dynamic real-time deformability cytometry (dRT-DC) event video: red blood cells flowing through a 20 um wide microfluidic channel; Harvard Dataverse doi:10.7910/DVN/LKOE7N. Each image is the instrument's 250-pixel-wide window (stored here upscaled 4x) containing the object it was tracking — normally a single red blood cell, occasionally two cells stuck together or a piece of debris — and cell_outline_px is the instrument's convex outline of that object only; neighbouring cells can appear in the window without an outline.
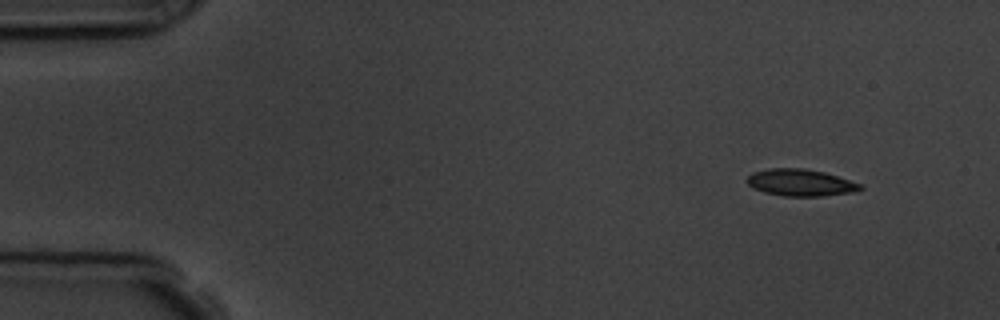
{"species": "common noctule bat (a hibernating species)", "species_latin": "Nyctalus noctula", "temperature_condition": "room temperature", "stored_images_in_passage": 3, "camera_frame_rate_fps": 3000, "um_per_image_px": 0.085, "animal": {"sex": "male", "body_mass_g": 19.5, "forearm_length_mm": 54.6}, "frame": {"image": 1, "passage_image": 1, "time_ms": 0.0, "image_size_px": [1000, 320], "cell_outline_px": [[864, 188], [852, 192], [824, 196], [784, 196], [764, 192], [748, 184], [748, 176], [752, 172], [768, 168], [804, 168], [824, 172], [860, 184]], "centroid_in_image_um": [68.03, 15.52], "position_along_channel_um": 17.0, "area_um2": 17.51}}
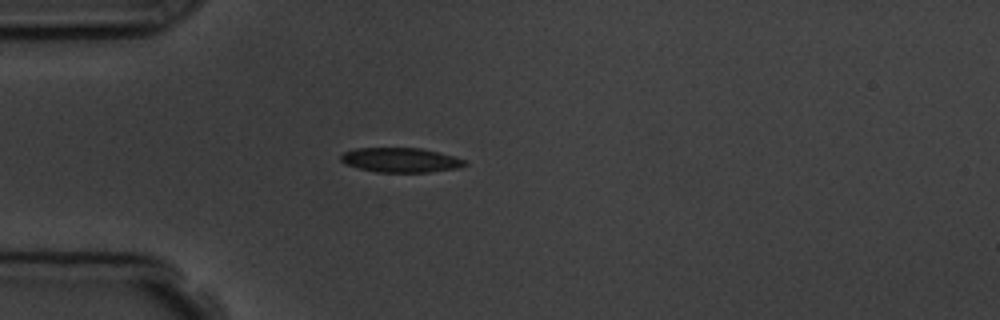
{"frame": {"image": 2, "passage_image": 3, "time_ms": 3.333, "image_size_px": [1000, 320], "cell_outline_px": [[468, 164], [456, 168], [428, 172], [376, 172], [344, 164], [340, 160], [340, 156], [344, 152], [356, 148], [420, 148], [440, 152], [464, 160]], "centroid_in_image_um": [34.02, 13.6], "position_along_channel_um": 51.0, "area_um2": 17.63}}